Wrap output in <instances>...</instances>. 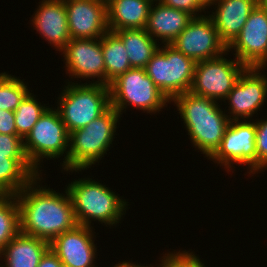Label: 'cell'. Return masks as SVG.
<instances>
[{"label": "cell", "mask_w": 267, "mask_h": 267, "mask_svg": "<svg viewBox=\"0 0 267 267\" xmlns=\"http://www.w3.org/2000/svg\"><path fill=\"white\" fill-rule=\"evenodd\" d=\"M40 176L16 194L20 209V232L50 243L58 235L74 229L78 223L67 189L64 188L63 194L46 185L40 187L43 179Z\"/></svg>", "instance_id": "cell-1"}, {"label": "cell", "mask_w": 267, "mask_h": 267, "mask_svg": "<svg viewBox=\"0 0 267 267\" xmlns=\"http://www.w3.org/2000/svg\"><path fill=\"white\" fill-rule=\"evenodd\" d=\"M193 147L210 157L220 146L230 119L217 101L186 92L174 97ZM219 104V105H218Z\"/></svg>", "instance_id": "cell-2"}, {"label": "cell", "mask_w": 267, "mask_h": 267, "mask_svg": "<svg viewBox=\"0 0 267 267\" xmlns=\"http://www.w3.org/2000/svg\"><path fill=\"white\" fill-rule=\"evenodd\" d=\"M66 189L78 225L92 227L91 222L98 221L111 228L120 223L128 209L129 204L123 197L90 177L68 183Z\"/></svg>", "instance_id": "cell-3"}, {"label": "cell", "mask_w": 267, "mask_h": 267, "mask_svg": "<svg viewBox=\"0 0 267 267\" xmlns=\"http://www.w3.org/2000/svg\"><path fill=\"white\" fill-rule=\"evenodd\" d=\"M122 116L110 106L84 128L69 133L68 159L64 172H78L95 165L111 149Z\"/></svg>", "instance_id": "cell-4"}, {"label": "cell", "mask_w": 267, "mask_h": 267, "mask_svg": "<svg viewBox=\"0 0 267 267\" xmlns=\"http://www.w3.org/2000/svg\"><path fill=\"white\" fill-rule=\"evenodd\" d=\"M88 83L67 81L56 102L69 133L84 128L111 106L109 86Z\"/></svg>", "instance_id": "cell-5"}, {"label": "cell", "mask_w": 267, "mask_h": 267, "mask_svg": "<svg viewBox=\"0 0 267 267\" xmlns=\"http://www.w3.org/2000/svg\"><path fill=\"white\" fill-rule=\"evenodd\" d=\"M109 90L110 105L120 116L127 106L155 114L171 103L147 75L145 68H130L109 84Z\"/></svg>", "instance_id": "cell-6"}, {"label": "cell", "mask_w": 267, "mask_h": 267, "mask_svg": "<svg viewBox=\"0 0 267 267\" xmlns=\"http://www.w3.org/2000/svg\"><path fill=\"white\" fill-rule=\"evenodd\" d=\"M23 147L31 166L37 172L40 171V174L43 171L40 170L42 167L40 164L44 158L54 160L64 156L61 166L67 162L69 132L56 108L49 107L42 114L31 131L23 139Z\"/></svg>", "instance_id": "cell-7"}, {"label": "cell", "mask_w": 267, "mask_h": 267, "mask_svg": "<svg viewBox=\"0 0 267 267\" xmlns=\"http://www.w3.org/2000/svg\"><path fill=\"white\" fill-rule=\"evenodd\" d=\"M195 64L192 58L170 44H164L148 61L145 70L159 90L171 101L177 95L190 92Z\"/></svg>", "instance_id": "cell-8"}, {"label": "cell", "mask_w": 267, "mask_h": 267, "mask_svg": "<svg viewBox=\"0 0 267 267\" xmlns=\"http://www.w3.org/2000/svg\"><path fill=\"white\" fill-rule=\"evenodd\" d=\"M221 56L198 61L195 64L194 79L190 92L214 101H225L239 76L247 68L236 57L227 59Z\"/></svg>", "instance_id": "cell-9"}, {"label": "cell", "mask_w": 267, "mask_h": 267, "mask_svg": "<svg viewBox=\"0 0 267 267\" xmlns=\"http://www.w3.org/2000/svg\"><path fill=\"white\" fill-rule=\"evenodd\" d=\"M230 120L220 146L207 159L233 170V164L247 166L249 175L256 174L255 120Z\"/></svg>", "instance_id": "cell-10"}, {"label": "cell", "mask_w": 267, "mask_h": 267, "mask_svg": "<svg viewBox=\"0 0 267 267\" xmlns=\"http://www.w3.org/2000/svg\"><path fill=\"white\" fill-rule=\"evenodd\" d=\"M170 45L195 62L214 59L227 52L226 44L206 13L194 17Z\"/></svg>", "instance_id": "cell-11"}, {"label": "cell", "mask_w": 267, "mask_h": 267, "mask_svg": "<svg viewBox=\"0 0 267 267\" xmlns=\"http://www.w3.org/2000/svg\"><path fill=\"white\" fill-rule=\"evenodd\" d=\"M265 69L247 67L239 76L224 101H228L227 116L230 120H252V116L262 110L264 102H267V77L263 71Z\"/></svg>", "instance_id": "cell-12"}, {"label": "cell", "mask_w": 267, "mask_h": 267, "mask_svg": "<svg viewBox=\"0 0 267 267\" xmlns=\"http://www.w3.org/2000/svg\"><path fill=\"white\" fill-rule=\"evenodd\" d=\"M246 67L267 66V10L258 5L248 16L240 33L227 46Z\"/></svg>", "instance_id": "cell-13"}, {"label": "cell", "mask_w": 267, "mask_h": 267, "mask_svg": "<svg viewBox=\"0 0 267 267\" xmlns=\"http://www.w3.org/2000/svg\"><path fill=\"white\" fill-rule=\"evenodd\" d=\"M64 57L66 73L74 78L83 80L97 78L91 83L106 85L104 57L102 53L101 38L77 39L72 38L60 51Z\"/></svg>", "instance_id": "cell-14"}, {"label": "cell", "mask_w": 267, "mask_h": 267, "mask_svg": "<svg viewBox=\"0 0 267 267\" xmlns=\"http://www.w3.org/2000/svg\"><path fill=\"white\" fill-rule=\"evenodd\" d=\"M71 38L99 39L109 31L106 0H64Z\"/></svg>", "instance_id": "cell-15"}, {"label": "cell", "mask_w": 267, "mask_h": 267, "mask_svg": "<svg viewBox=\"0 0 267 267\" xmlns=\"http://www.w3.org/2000/svg\"><path fill=\"white\" fill-rule=\"evenodd\" d=\"M93 227L77 225L55 237L49 244L64 267H98L95 266L97 246Z\"/></svg>", "instance_id": "cell-16"}, {"label": "cell", "mask_w": 267, "mask_h": 267, "mask_svg": "<svg viewBox=\"0 0 267 267\" xmlns=\"http://www.w3.org/2000/svg\"><path fill=\"white\" fill-rule=\"evenodd\" d=\"M38 4L31 19L33 29L60 52L72 39L64 0H42Z\"/></svg>", "instance_id": "cell-17"}, {"label": "cell", "mask_w": 267, "mask_h": 267, "mask_svg": "<svg viewBox=\"0 0 267 267\" xmlns=\"http://www.w3.org/2000/svg\"><path fill=\"white\" fill-rule=\"evenodd\" d=\"M212 5H215V11L209 16L220 39L228 46L240 33L250 13L257 7V0H209L208 9Z\"/></svg>", "instance_id": "cell-18"}, {"label": "cell", "mask_w": 267, "mask_h": 267, "mask_svg": "<svg viewBox=\"0 0 267 267\" xmlns=\"http://www.w3.org/2000/svg\"><path fill=\"white\" fill-rule=\"evenodd\" d=\"M193 18L185 11L167 7L155 0L151 5L145 30L158 43L160 40V45L170 44Z\"/></svg>", "instance_id": "cell-19"}, {"label": "cell", "mask_w": 267, "mask_h": 267, "mask_svg": "<svg viewBox=\"0 0 267 267\" xmlns=\"http://www.w3.org/2000/svg\"><path fill=\"white\" fill-rule=\"evenodd\" d=\"M50 249L46 240L19 232L1 251L0 267H37Z\"/></svg>", "instance_id": "cell-20"}, {"label": "cell", "mask_w": 267, "mask_h": 267, "mask_svg": "<svg viewBox=\"0 0 267 267\" xmlns=\"http://www.w3.org/2000/svg\"><path fill=\"white\" fill-rule=\"evenodd\" d=\"M155 0H106L109 31L145 29Z\"/></svg>", "instance_id": "cell-21"}, {"label": "cell", "mask_w": 267, "mask_h": 267, "mask_svg": "<svg viewBox=\"0 0 267 267\" xmlns=\"http://www.w3.org/2000/svg\"><path fill=\"white\" fill-rule=\"evenodd\" d=\"M39 175L27 158L0 155V195H16Z\"/></svg>", "instance_id": "cell-22"}, {"label": "cell", "mask_w": 267, "mask_h": 267, "mask_svg": "<svg viewBox=\"0 0 267 267\" xmlns=\"http://www.w3.org/2000/svg\"><path fill=\"white\" fill-rule=\"evenodd\" d=\"M113 32L122 40L131 68H145L160 48L158 41L145 29H122Z\"/></svg>", "instance_id": "cell-23"}, {"label": "cell", "mask_w": 267, "mask_h": 267, "mask_svg": "<svg viewBox=\"0 0 267 267\" xmlns=\"http://www.w3.org/2000/svg\"><path fill=\"white\" fill-rule=\"evenodd\" d=\"M102 53L105 64L106 85L131 68L122 40L112 31L101 37Z\"/></svg>", "instance_id": "cell-24"}, {"label": "cell", "mask_w": 267, "mask_h": 267, "mask_svg": "<svg viewBox=\"0 0 267 267\" xmlns=\"http://www.w3.org/2000/svg\"><path fill=\"white\" fill-rule=\"evenodd\" d=\"M20 232L16 195H0V251Z\"/></svg>", "instance_id": "cell-25"}, {"label": "cell", "mask_w": 267, "mask_h": 267, "mask_svg": "<svg viewBox=\"0 0 267 267\" xmlns=\"http://www.w3.org/2000/svg\"><path fill=\"white\" fill-rule=\"evenodd\" d=\"M45 106L46 104L42 105L40 101L38 102L36 95L31 92L27 94L14 111L18 136L22 139L26 137L42 114L49 108V106Z\"/></svg>", "instance_id": "cell-26"}, {"label": "cell", "mask_w": 267, "mask_h": 267, "mask_svg": "<svg viewBox=\"0 0 267 267\" xmlns=\"http://www.w3.org/2000/svg\"><path fill=\"white\" fill-rule=\"evenodd\" d=\"M29 92L27 83L19 77L0 73V109L15 111Z\"/></svg>", "instance_id": "cell-27"}, {"label": "cell", "mask_w": 267, "mask_h": 267, "mask_svg": "<svg viewBox=\"0 0 267 267\" xmlns=\"http://www.w3.org/2000/svg\"><path fill=\"white\" fill-rule=\"evenodd\" d=\"M256 125V173L267 169V118L255 120Z\"/></svg>", "instance_id": "cell-28"}, {"label": "cell", "mask_w": 267, "mask_h": 267, "mask_svg": "<svg viewBox=\"0 0 267 267\" xmlns=\"http://www.w3.org/2000/svg\"><path fill=\"white\" fill-rule=\"evenodd\" d=\"M175 251L167 252L161 257L163 258L162 267H206L193 251Z\"/></svg>", "instance_id": "cell-29"}, {"label": "cell", "mask_w": 267, "mask_h": 267, "mask_svg": "<svg viewBox=\"0 0 267 267\" xmlns=\"http://www.w3.org/2000/svg\"><path fill=\"white\" fill-rule=\"evenodd\" d=\"M0 155H6V158H27L23 139L18 135L0 134Z\"/></svg>", "instance_id": "cell-30"}, {"label": "cell", "mask_w": 267, "mask_h": 267, "mask_svg": "<svg viewBox=\"0 0 267 267\" xmlns=\"http://www.w3.org/2000/svg\"><path fill=\"white\" fill-rule=\"evenodd\" d=\"M167 7L185 11L193 17L202 16V11L208 9L207 0H158ZM200 13V14H199Z\"/></svg>", "instance_id": "cell-31"}, {"label": "cell", "mask_w": 267, "mask_h": 267, "mask_svg": "<svg viewBox=\"0 0 267 267\" xmlns=\"http://www.w3.org/2000/svg\"><path fill=\"white\" fill-rule=\"evenodd\" d=\"M0 134L17 135L14 111L0 109Z\"/></svg>", "instance_id": "cell-32"}, {"label": "cell", "mask_w": 267, "mask_h": 267, "mask_svg": "<svg viewBox=\"0 0 267 267\" xmlns=\"http://www.w3.org/2000/svg\"><path fill=\"white\" fill-rule=\"evenodd\" d=\"M37 267H64L58 256L49 249L42 257Z\"/></svg>", "instance_id": "cell-33"}, {"label": "cell", "mask_w": 267, "mask_h": 267, "mask_svg": "<svg viewBox=\"0 0 267 267\" xmlns=\"http://www.w3.org/2000/svg\"><path fill=\"white\" fill-rule=\"evenodd\" d=\"M120 262V263H119ZM118 264H115L113 267H153L151 264L149 266H144V265H139V264H134L132 261L130 262V260L128 261H123L121 263V261H119ZM160 264L157 266V267H162V264H163V259L160 260Z\"/></svg>", "instance_id": "cell-34"}, {"label": "cell", "mask_w": 267, "mask_h": 267, "mask_svg": "<svg viewBox=\"0 0 267 267\" xmlns=\"http://www.w3.org/2000/svg\"><path fill=\"white\" fill-rule=\"evenodd\" d=\"M257 5L260 8L267 10V0H257Z\"/></svg>", "instance_id": "cell-35"}]
</instances>
